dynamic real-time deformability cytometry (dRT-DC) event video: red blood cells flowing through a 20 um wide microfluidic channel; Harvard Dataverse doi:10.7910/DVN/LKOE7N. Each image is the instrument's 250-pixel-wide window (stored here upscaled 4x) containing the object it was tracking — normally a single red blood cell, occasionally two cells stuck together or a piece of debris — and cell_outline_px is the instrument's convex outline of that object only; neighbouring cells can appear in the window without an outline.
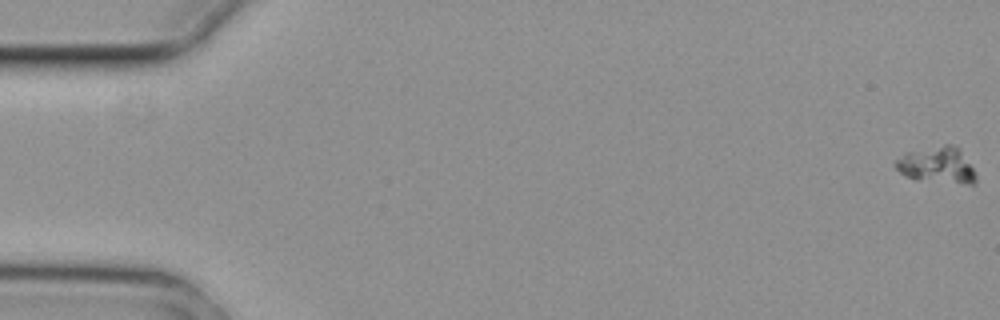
{"species": "common noctule bat (a hibernating species)", "species_latin": "Nyctalus noctula", "temperature_condition": "cold", "stored_images_in_passage": 5, "camera_frame_rate_fps": 3000, "um_per_image_px": 0.085, "animal": {"sex": "female", "body_mass_g": 29.2, "forearm_length_mm": 56.3}, "frame": {"image": 1, "passage_image": 1, "time_ms": 0.0, "image_size_px": [1000, 320], "cell_outline_px": [[976, 180], [972, 184], [968, 184], [916, 180], [904, 176], [892, 164], [904, 152], [944, 144], [948, 144], [960, 148], [972, 168], [976, 176]], "centroid_in_image_um": [79.6, 14.03], "position_along_channel_um": 5.4, "area_um2": 17.17}}